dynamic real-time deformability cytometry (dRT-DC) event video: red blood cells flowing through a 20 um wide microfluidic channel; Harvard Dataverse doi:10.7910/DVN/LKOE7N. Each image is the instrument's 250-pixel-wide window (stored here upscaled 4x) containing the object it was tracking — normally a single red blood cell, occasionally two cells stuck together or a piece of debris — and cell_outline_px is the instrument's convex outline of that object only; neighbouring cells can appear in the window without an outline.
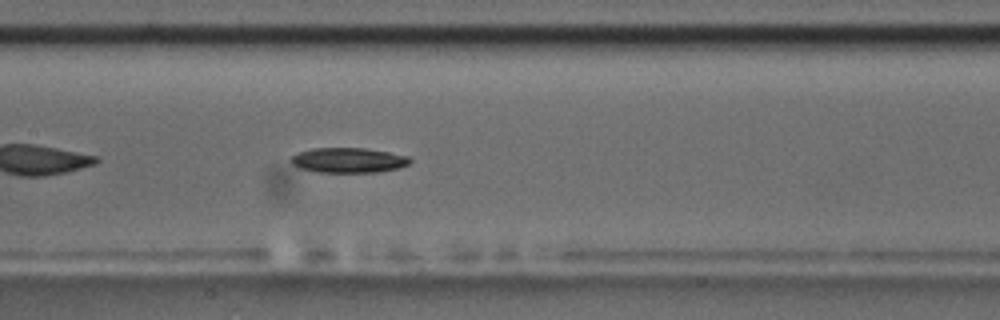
{"species": "common noctule bat (a hibernating species)", "species_latin": "Nyctalus noctula", "temperature_condition": "room temperature", "stored_images_in_passage": 40, "camera_frame_rate_fps": 3000, "um_per_image_px": 0.085, "animal": {"sex": "male", "body_mass_g": 17.5, "forearm_length_mm": 52.3}, "frame": {"image": 1, "passage_image": 12, "time_ms": 3.667, "image_size_px": [1000, 320], "cell_outline_px": [[412, 160], [408, 164], [396, 168], [376, 172], [316, 172], [300, 168], [292, 164], [292, 156], [296, 152], [312, 148], [364, 148], [388, 152], [408, 156]], "centroid_in_image_um": [29.58, 13.61], "position_along_channel_um": 177.8, "area_um2": 17.22}, "authors_computed_cell_mechanics": {"area_um2": 17.1955, "velocity_mm_per_s": 3.663, "shape_relaxation_time_tau1_ms": 11.0308, "shape_relaxation_time_tau2_ms": null, "deformation_change_tau1": 0.1614, "deformation_change_tau2": null}}